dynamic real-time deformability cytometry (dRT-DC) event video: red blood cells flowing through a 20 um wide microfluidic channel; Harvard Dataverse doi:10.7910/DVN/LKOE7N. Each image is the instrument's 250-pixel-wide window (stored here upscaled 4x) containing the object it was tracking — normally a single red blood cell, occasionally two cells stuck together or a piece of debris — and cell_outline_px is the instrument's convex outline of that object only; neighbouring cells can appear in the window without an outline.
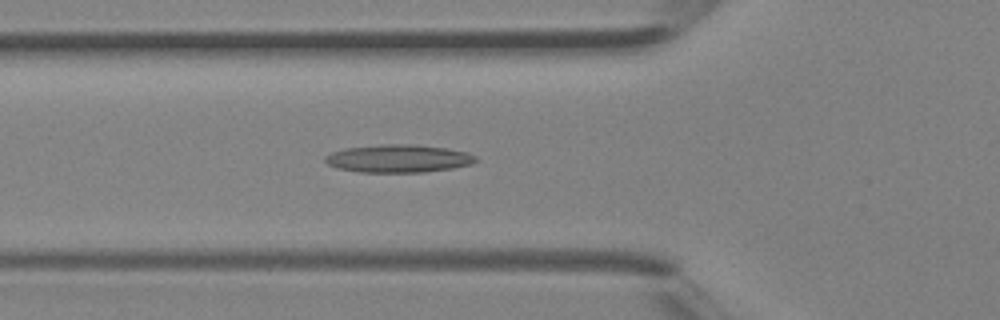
{"species": "Egyptian fruit bat (a non-hibernating species)", "species_latin": "Rousettus aegyptiacus", "temperature_condition": "room temperature", "stored_images_in_passage": 37, "camera_frame_rate_fps": 3000, "um_per_image_px": 0.085, "animal": {"sex": "female"}, "frame": {"image": 1, "passage_image": 14, "time_ms": 4.333, "image_size_px": [1000, 320], "cell_outline_px": [[480, 160], [472, 164], [452, 168], [424, 172], [360, 172], [336, 168], [328, 164], [324, 160], [324, 156], [332, 152], [344, 148], [380, 144], [416, 144], [448, 148], [468, 152], [476, 156]], "centroid_in_image_um": [33.89, 13.47], "position_along_channel_um": 91.9, "area_um2": 24.8}}
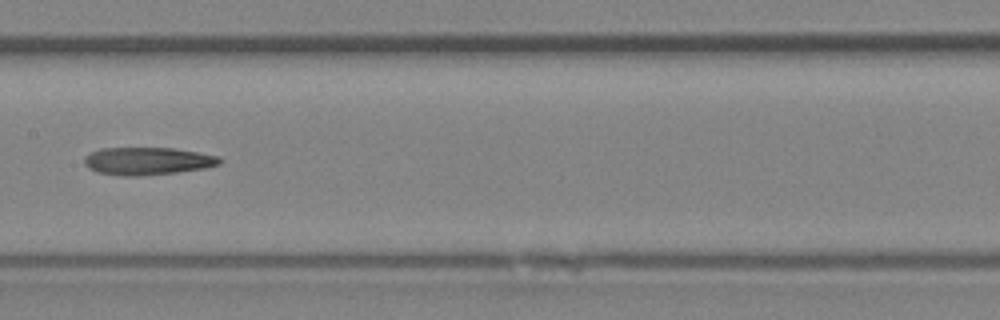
{"frame": {"image": 2, "passage_image": 20, "time_ms": 6.333, "image_size_px": [1000, 320], "cell_outline_px": [[224, 160], [220, 164], [204, 168], [176, 172], [136, 176], [124, 176], [96, 172], [88, 168], [84, 164], [84, 156], [100, 148], [172, 148], [220, 156]], "centroid_in_image_um": [12.53, 13.69], "position_along_channel_um": 194.9, "area_um2": 21.79}}
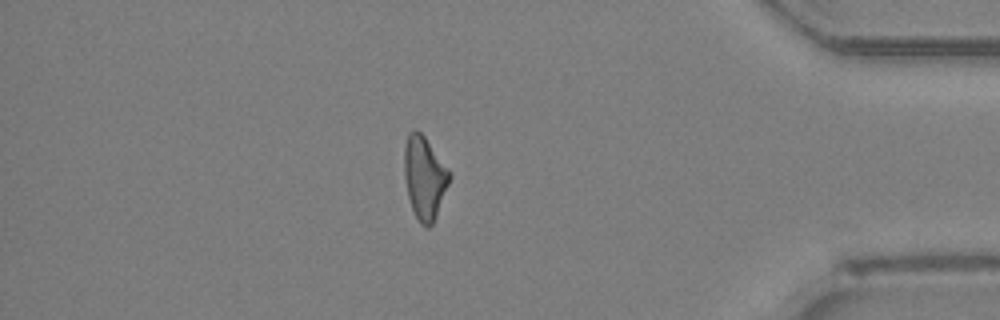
{"frame": {"image": 3, "passage_image": 34, "time_ms": 11.0, "image_size_px": [1000, 320], "cell_outline_px": [[452, 176], [436, 216], [432, 224], [428, 228], [420, 224], [412, 208], [408, 196], [404, 176], [404, 144], [408, 132], [412, 128], [416, 128], [424, 136], [452, 172]], "centroid_in_image_um": [36.08, 15.06], "position_along_channel_um": 399.1, "area_um2": 22.08}}